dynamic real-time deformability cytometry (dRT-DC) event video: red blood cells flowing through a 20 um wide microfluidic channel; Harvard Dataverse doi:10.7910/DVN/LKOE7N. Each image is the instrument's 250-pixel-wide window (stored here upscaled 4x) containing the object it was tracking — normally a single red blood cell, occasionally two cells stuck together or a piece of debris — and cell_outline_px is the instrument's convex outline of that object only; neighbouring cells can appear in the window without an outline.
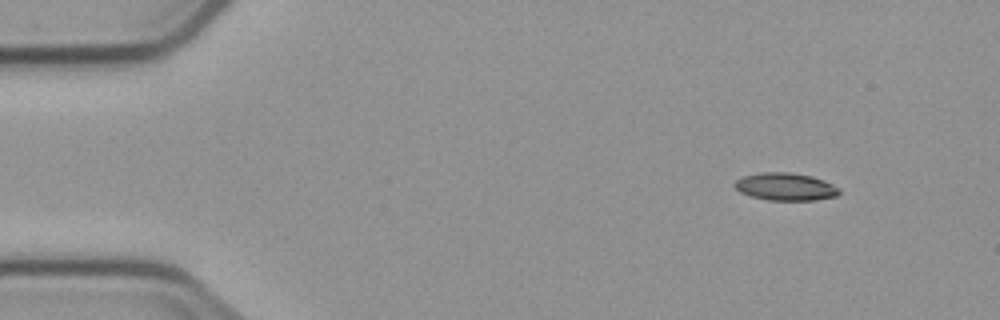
{"species": "common noctule bat (a hibernating species)", "species_latin": "Nyctalus noctula", "temperature_condition": "cold", "stored_images_in_passage": 4, "camera_frame_rate_fps": 3000, "um_per_image_px": 0.085, "animal": {"sex": "male", "body_mass_g": 23.1, "forearm_length_mm": 52.7}, "frame": {"image": 1, "passage_image": 1, "time_ms": 0.0, "image_size_px": [1000, 320], "cell_outline_px": [[840, 192], [836, 196], [816, 200], [768, 200], [752, 196], [740, 192], [732, 184], [740, 176], [760, 172], [792, 172], [812, 176], [824, 180], [840, 188]], "centroid_in_image_um": [66.75, 15.85], "position_along_channel_um": 18.2, "area_um2": 16.99}}
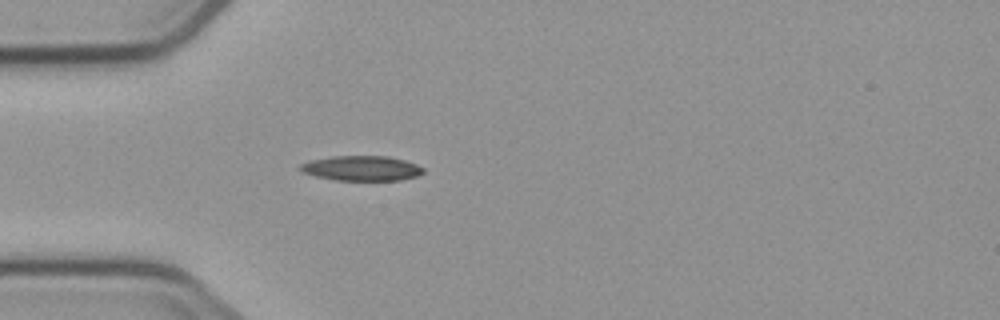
{"frame": {"image": 2, "passage_image": 4, "time_ms": 3.333, "image_size_px": [1000, 320], "cell_outline_px": [[424, 172], [416, 176], [400, 180], [336, 180], [316, 176], [304, 172], [296, 168], [300, 164], [308, 160], [332, 156], [388, 156], [404, 160], [416, 164], [424, 168]], "centroid_in_image_um": [30.7, 14.29], "position_along_channel_um": 54.3, "area_um2": 17.92}}